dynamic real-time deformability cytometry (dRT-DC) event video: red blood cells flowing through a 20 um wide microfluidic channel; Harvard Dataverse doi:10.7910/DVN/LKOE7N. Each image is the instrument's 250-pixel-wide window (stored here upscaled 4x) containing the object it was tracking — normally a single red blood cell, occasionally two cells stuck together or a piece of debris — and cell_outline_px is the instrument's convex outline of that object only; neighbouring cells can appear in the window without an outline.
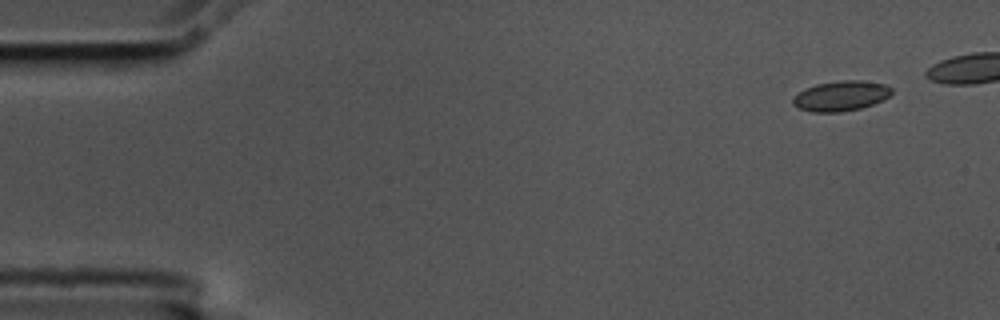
{"species": "common noctule bat (a hibernating species)", "species_latin": "Nyctalus noctula", "temperature_condition": "cold", "stored_images_in_passage": 6, "camera_frame_rate_fps": 3000, "um_per_image_px": 0.085, "animal": {"sex": "male", "body_mass_g": 17.5, "forearm_length_mm": 52.3}, "frame": {"image": 1, "passage_image": 1, "time_ms": 0.0, "image_size_px": [1000, 320], "cell_outline_px": [[892, 92], [884, 100], [860, 108], [840, 112], [812, 112], [800, 108], [792, 104], [792, 96], [804, 88], [816, 84], [840, 80], [864, 80], [884, 84], [892, 88]], "centroid_in_image_um": [71.45, 8.14], "position_along_channel_um": 13.5, "area_um2": 17.46}}